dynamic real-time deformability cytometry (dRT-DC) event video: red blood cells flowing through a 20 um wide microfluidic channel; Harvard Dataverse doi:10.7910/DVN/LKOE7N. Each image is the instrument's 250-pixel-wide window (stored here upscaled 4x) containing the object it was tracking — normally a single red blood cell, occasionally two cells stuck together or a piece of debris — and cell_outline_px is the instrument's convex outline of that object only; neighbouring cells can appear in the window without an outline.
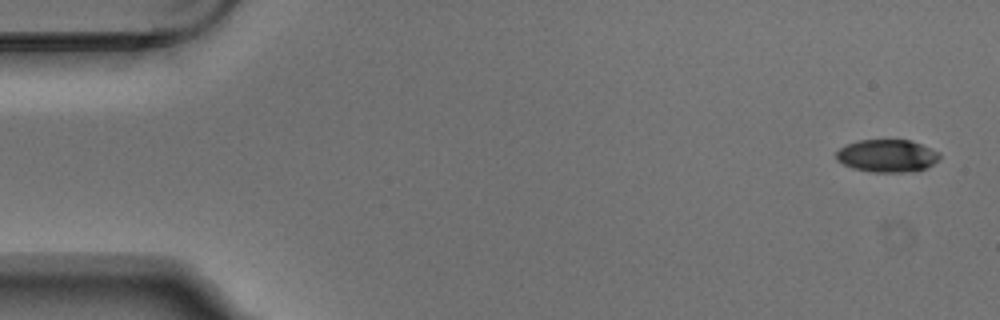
{"species": "Egyptian fruit bat (a non-hibernating species)", "species_latin": "Rousettus aegyptiacus", "temperature_condition": "warm", "stored_images_in_passage": 5, "camera_frame_rate_fps": 3000, "um_per_image_px": 0.085, "animal": {"sex": "male"}, "frame": {"image": 1, "passage_image": 1, "time_ms": 0.0, "image_size_px": [1000, 320], "cell_outline_px": [[940, 160], [924, 168], [912, 172], [872, 172], [852, 168], [836, 160], [836, 152], [840, 148], [848, 144], [860, 140], [912, 140], [940, 152]], "centroid_in_image_um": [75.43, 13.24], "position_along_channel_um": 9.6, "area_um2": 19.71}}
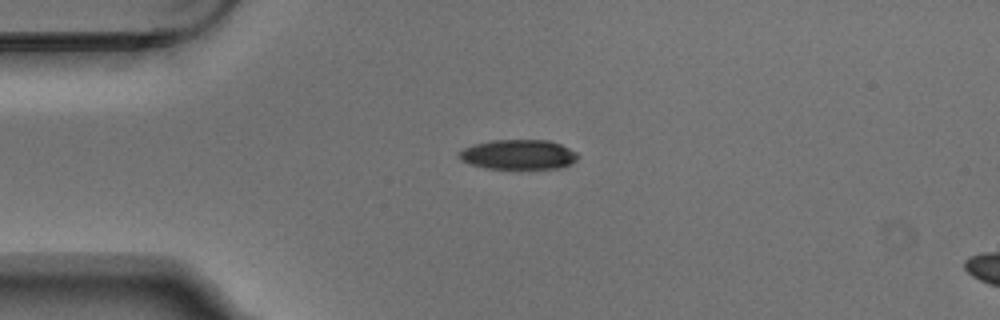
{"frame": {"image": 2, "passage_image": 4, "time_ms": 1.0, "image_size_px": [1000, 320], "cell_outline_px": [[580, 156], [576, 160], [560, 168], [484, 168], [460, 160], [456, 156], [464, 148], [472, 144], [492, 140], [548, 140], [560, 144], [576, 152]], "centroid_in_image_um": [44.04, 13.13], "position_along_channel_um": 41.0, "area_um2": 20.52}}